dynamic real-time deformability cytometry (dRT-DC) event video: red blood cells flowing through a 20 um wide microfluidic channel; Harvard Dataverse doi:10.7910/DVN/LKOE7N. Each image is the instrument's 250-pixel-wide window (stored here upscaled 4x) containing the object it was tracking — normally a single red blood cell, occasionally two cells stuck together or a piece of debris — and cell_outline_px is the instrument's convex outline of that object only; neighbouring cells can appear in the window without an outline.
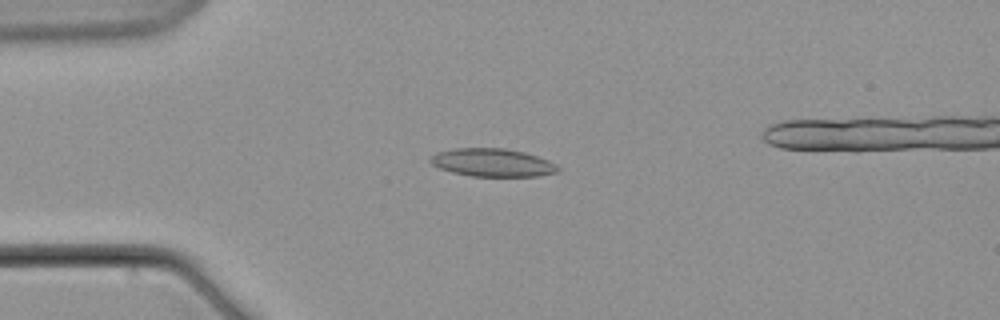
{"species": "common noctule bat (a hibernating species)", "species_latin": "Nyctalus noctula", "temperature_condition": "warm", "stored_images_in_passage": 8, "camera_frame_rate_fps": 3000, "um_per_image_px": 0.085, "animal": {"sex": "male", "body_mass_g": 21.5, "forearm_length_mm": 52.0}, "frame": {"image": 1, "passage_image": 6, "time_ms": 6.0, "image_size_px": [1000, 320], "cell_outline_px": [[560, 168], [556, 172], [540, 176], [472, 176], [452, 172], [440, 168], [432, 164], [428, 160], [436, 152], [456, 148], [504, 148], [524, 152], [548, 160], [556, 164]], "centroid_in_image_um": [41.85, 13.82], "position_along_channel_um": 43.1, "area_um2": 20.75}}
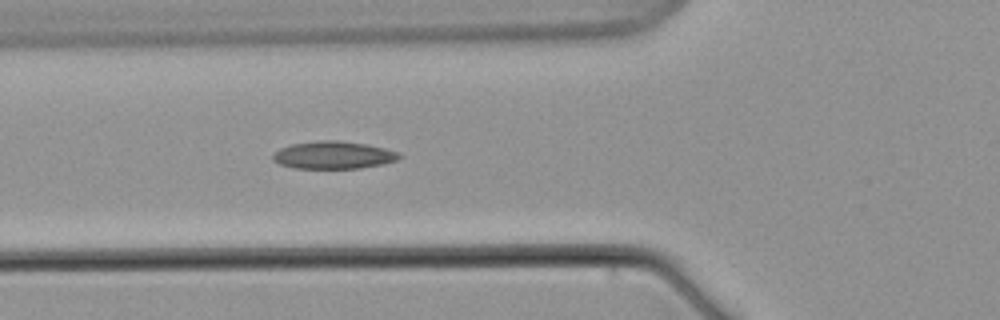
{"frame": {"image": 2, "passage_image": 8, "time_ms": 8.667, "image_size_px": [1000, 320], "cell_outline_px": [[404, 156], [396, 160], [384, 164], [360, 168], [292, 168], [280, 164], [272, 160], [272, 156], [280, 148], [292, 144], [316, 140], [340, 140], [368, 144], [400, 152]], "centroid_in_image_um": [28.37, 13.17], "position_along_channel_um": 97.4, "area_um2": 20.52}}